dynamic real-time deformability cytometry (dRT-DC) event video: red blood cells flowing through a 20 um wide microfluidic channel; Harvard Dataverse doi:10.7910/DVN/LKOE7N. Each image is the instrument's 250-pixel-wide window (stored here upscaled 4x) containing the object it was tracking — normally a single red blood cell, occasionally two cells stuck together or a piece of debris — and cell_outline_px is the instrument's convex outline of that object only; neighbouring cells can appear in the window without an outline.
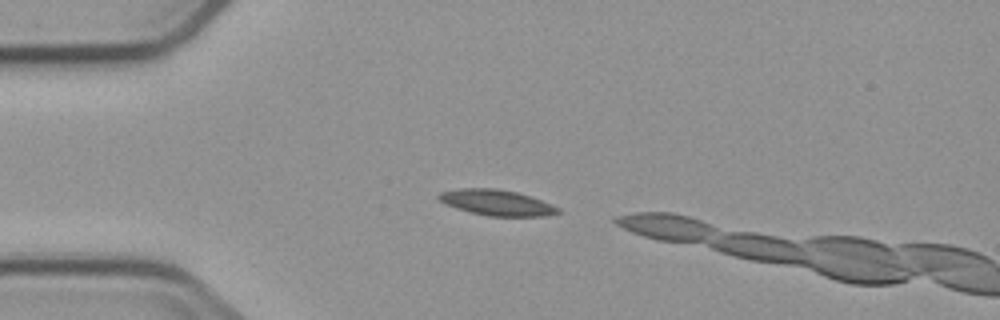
{"species": "common noctule bat (a hibernating species)", "species_latin": "Nyctalus noctula", "temperature_condition": "cold", "stored_images_in_passage": 3, "camera_frame_rate_fps": 3000, "um_per_image_px": 0.085, "animal": {"sex": "male", "body_mass_g": 23.1, "forearm_length_mm": 52.7}, "frame": {"image": 1, "passage_image": 1, "time_ms": 0.0, "image_size_px": [1000, 320], "cell_outline_px": [[560, 212], [540, 216], [488, 216], [456, 208], [444, 204], [436, 196], [440, 192], [460, 188], [496, 188], [516, 192], [532, 196], [560, 208]], "centroid_in_image_um": [42.19, 17.21], "position_along_channel_um": 42.8, "area_um2": 17.8}}